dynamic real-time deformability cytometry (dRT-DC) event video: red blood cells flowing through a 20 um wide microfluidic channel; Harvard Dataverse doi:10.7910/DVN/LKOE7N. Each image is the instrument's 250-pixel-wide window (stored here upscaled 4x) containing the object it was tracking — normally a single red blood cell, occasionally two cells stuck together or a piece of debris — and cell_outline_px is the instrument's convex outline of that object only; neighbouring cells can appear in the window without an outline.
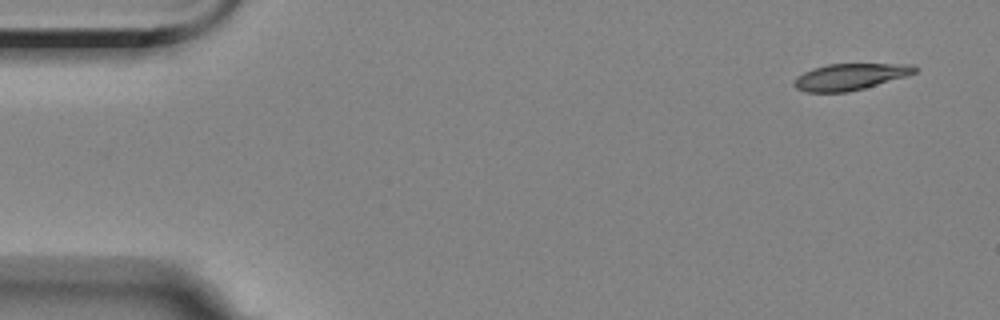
{"species": "Egyptian fruit bat (a non-hibernating species)", "species_latin": "Rousettus aegyptiacus", "temperature_condition": "room temperature", "stored_images_in_passage": 5, "camera_frame_rate_fps": 3000, "um_per_image_px": 0.085, "animal": {"sex": "female"}, "frame": {"image": 1, "passage_image": 1, "time_ms": 0.0, "image_size_px": [1000, 320], "cell_outline_px": [[920, 68], [916, 72], [904, 76], [864, 88], [848, 92], [808, 92], [796, 88], [792, 84], [792, 80], [796, 76], [812, 68], [828, 64], [916, 64]], "centroid_in_image_um": [72.23, 6.51], "position_along_channel_um": 12.8, "area_um2": 18.61}}
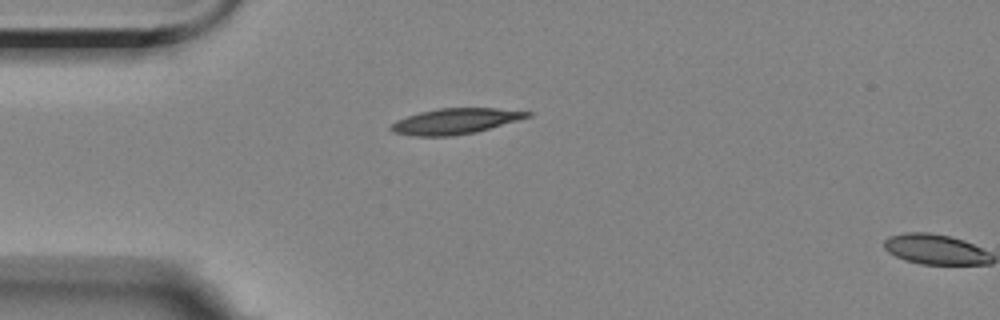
{"frame": {"image": 2, "passage_image": 4, "time_ms": 3.667, "image_size_px": [1000, 320], "cell_outline_px": [[532, 116], [476, 132], [452, 136], [412, 136], [392, 132], [388, 128], [396, 120], [420, 112], [436, 108], [496, 108], [532, 112]], "centroid_in_image_um": [38.68, 10.3], "position_along_channel_um": 46.3, "area_um2": 20.4}}